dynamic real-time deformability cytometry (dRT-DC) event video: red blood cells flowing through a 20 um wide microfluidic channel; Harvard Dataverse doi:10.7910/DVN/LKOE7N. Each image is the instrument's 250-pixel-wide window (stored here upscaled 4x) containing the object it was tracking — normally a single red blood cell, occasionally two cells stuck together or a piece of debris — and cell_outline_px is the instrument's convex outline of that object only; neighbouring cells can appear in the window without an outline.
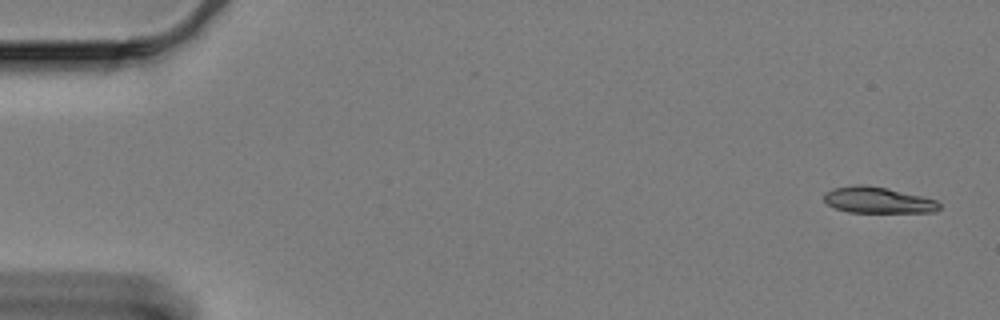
{"species": "Egyptian fruit bat (a non-hibernating species)", "species_latin": "Rousettus aegyptiacus", "temperature_condition": "cold", "stored_images_in_passage": 59, "camera_frame_rate_fps": 3000, "um_per_image_px": 0.085, "animal": {"sex": "female"}, "frame": {"image": 1, "passage_image": 1, "time_ms": 0.0, "image_size_px": [1000, 320], "cell_outline_px": [[940, 208], [936, 212], [848, 212], [836, 208], [828, 204], [824, 200], [824, 192], [832, 188], [852, 184], [864, 184], [888, 188], [924, 196], [936, 200], [940, 204]], "centroid_in_image_um": [74.62, 16.99], "position_along_channel_um": 10.4, "area_um2": 17.8}}
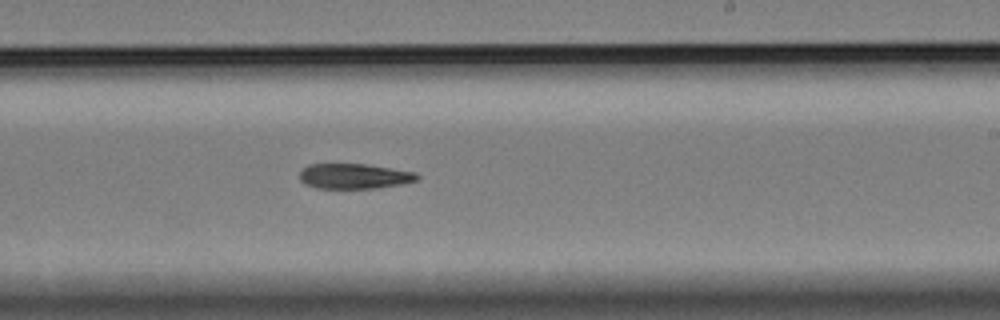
{"frame": {"image": 2, "passage_image": 35, "time_ms": 11.333, "image_size_px": [1000, 320], "cell_outline_px": [[420, 176], [416, 180], [400, 184], [376, 188], [316, 188], [304, 184], [300, 180], [300, 172], [308, 164], [364, 164], [416, 172]], "centroid_in_image_um": [30.08, 14.97], "position_along_channel_um": 258.9, "area_um2": 17.11}}
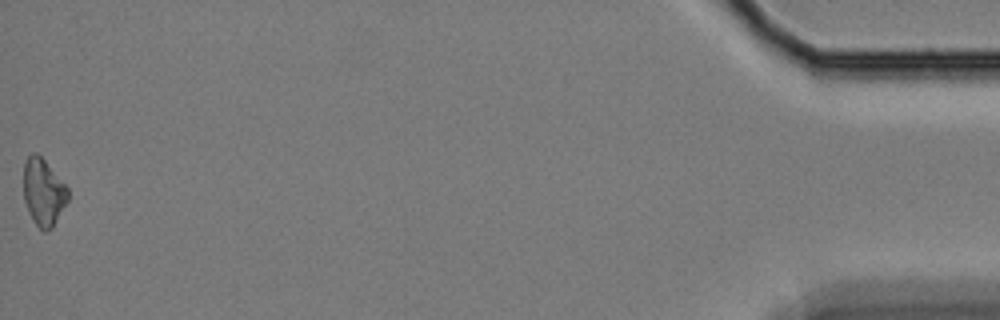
{"frame": {"image": 3, "passage_image": 59, "time_ms": 19.333, "image_size_px": [1000, 320], "cell_outline_px": [[68, 200], [52, 228], [44, 232], [32, 220], [28, 212], [24, 200], [24, 160], [32, 152], [36, 152], [44, 160], [68, 188]], "centroid_in_image_um": [3.67, 16.34], "position_along_channel_um": 431.5, "area_um2": 17.22}}